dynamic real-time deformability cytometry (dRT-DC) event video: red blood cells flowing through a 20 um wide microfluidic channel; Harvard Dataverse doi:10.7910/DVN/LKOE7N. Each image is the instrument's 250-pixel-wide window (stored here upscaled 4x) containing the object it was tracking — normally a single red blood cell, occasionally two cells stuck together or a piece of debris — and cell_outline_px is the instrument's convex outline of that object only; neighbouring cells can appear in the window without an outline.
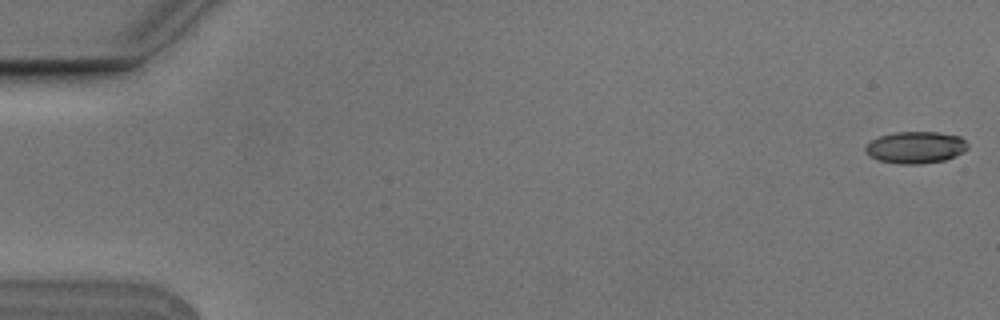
{"species": "Egyptian fruit bat (a non-hibernating species)", "species_latin": "Rousettus aegyptiacus", "temperature_condition": "cold", "stored_images_in_passage": 5, "camera_frame_rate_fps": 3000, "um_per_image_px": 0.085, "animal": {"sex": "male"}, "frame": {"image": 1, "passage_image": 1, "time_ms": 0.0, "image_size_px": [1000, 320], "cell_outline_px": [[968, 148], [964, 152], [944, 160], [920, 164], [900, 164], [880, 160], [868, 156], [864, 148], [872, 140], [880, 136], [896, 132], [936, 132], [960, 136], [968, 144]], "centroid_in_image_um": [77.84, 12.53], "position_along_channel_um": 7.2, "area_um2": 18.9}}
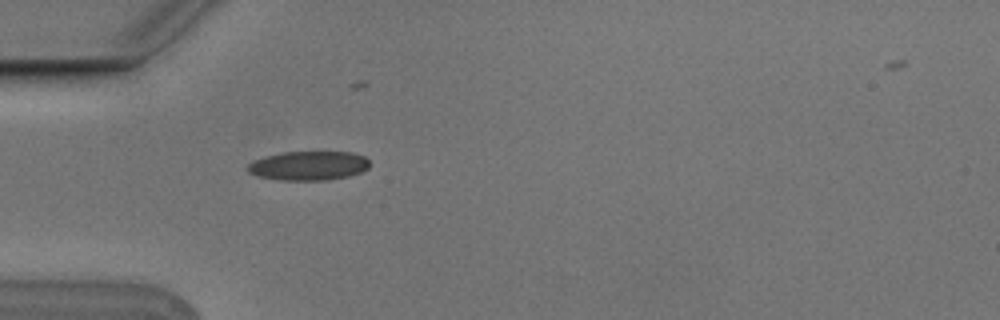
{"frame": {"image": 2, "passage_image": 5, "time_ms": 1.333, "image_size_px": [1000, 320], "cell_outline_px": [[368, 168], [360, 172], [348, 176], [324, 180], [280, 180], [260, 176], [248, 172], [248, 164], [256, 160], [268, 156], [284, 152], [352, 152], [364, 156], [368, 160]], "centroid_in_image_um": [26.26, 14.08], "position_along_channel_um": 58.7, "area_um2": 20.35}}